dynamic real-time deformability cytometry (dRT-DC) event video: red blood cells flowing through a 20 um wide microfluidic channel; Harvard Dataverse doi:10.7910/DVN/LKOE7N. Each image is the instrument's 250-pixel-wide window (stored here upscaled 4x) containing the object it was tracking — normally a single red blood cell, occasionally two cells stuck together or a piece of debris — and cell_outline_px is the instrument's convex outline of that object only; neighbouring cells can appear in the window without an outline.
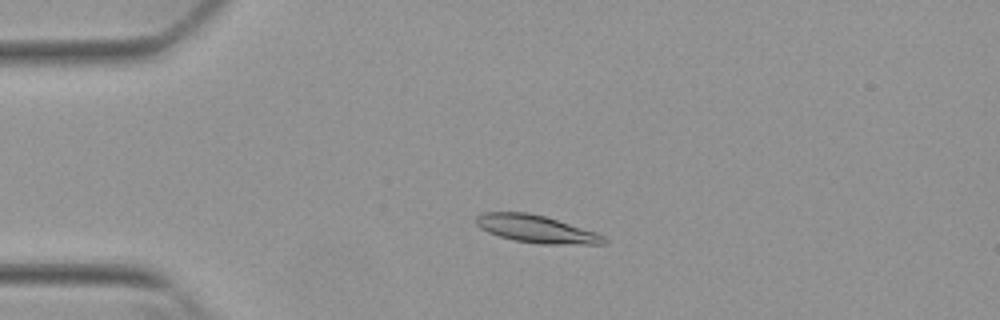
{"species": "Egyptian fruit bat (a non-hibernating species)", "species_latin": "Rousettus aegyptiacus", "temperature_condition": "warm", "stored_images_in_passage": 47, "camera_frame_rate_fps": 3000, "um_per_image_px": 0.085, "animal": {"sex": "female"}, "frame": {"image": 1, "passage_image": 6, "time_ms": 1.667, "image_size_px": [1000, 320], "cell_outline_px": [[608, 240], [604, 244], [540, 244], [516, 240], [500, 236], [488, 232], [480, 228], [476, 224], [476, 216], [484, 212], [528, 212], [544, 216], [596, 232], [604, 236]], "centroid_in_image_um": [45.58, 19.46], "position_along_channel_um": 39.4, "area_um2": 20.35}}
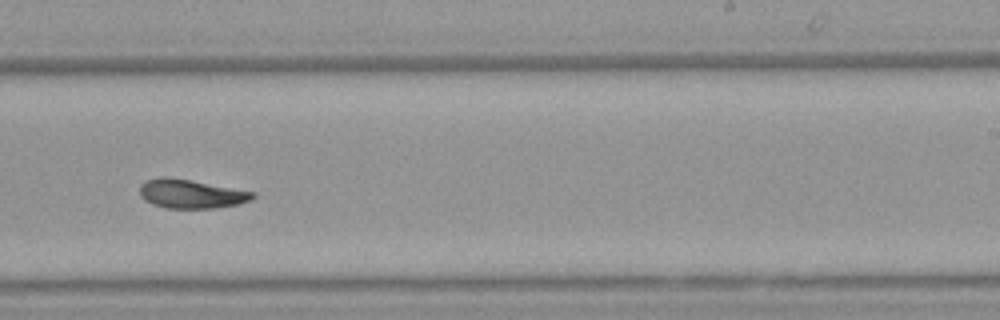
{"frame": {"image": 2, "passage_image": 27, "time_ms": 8.667, "image_size_px": [1000, 320], "cell_outline_px": [[256, 196], [252, 200], [240, 204], [216, 208], [164, 208], [152, 204], [144, 200], [140, 196], [140, 184], [148, 180], [160, 176], [168, 176], [256, 192]], "centroid_in_image_um": [16.25, 16.48], "position_along_channel_um": 272.7, "area_um2": 19.25}}
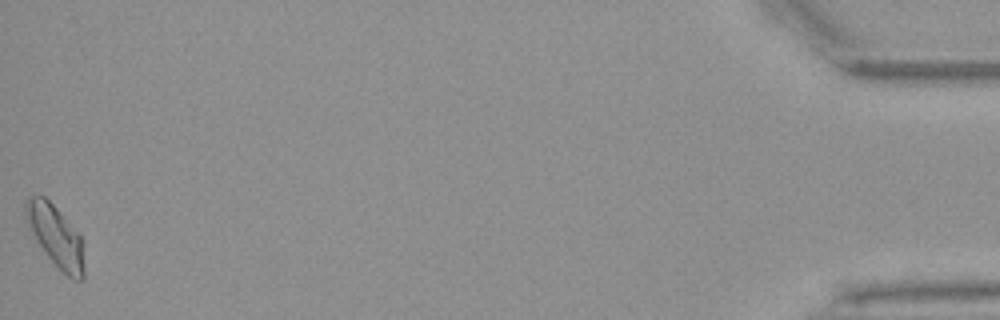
{"frame": {"image": 3, "passage_image": 47, "time_ms": 15.333, "image_size_px": [1000, 320], "cell_outline_px": [[84, 280], [72, 280], [48, 256], [36, 240], [28, 228], [24, 216], [24, 200], [28, 196], [44, 196], [56, 208], [80, 236], [84, 268]], "centroid_in_image_um": [4.68, 20.04], "position_along_channel_um": 430.5, "area_um2": 20.52}, "authors_computed_cell_mechanics": {"area_um2": 19.4208, "velocity_mm_per_s": 3.8077, "shape_relaxation_time_tau1_ms": null, "shape_relaxation_time_tau2_ms": 4.8672, "deformation_change_tau1": null, "deformation_change_tau2": 0.1}}